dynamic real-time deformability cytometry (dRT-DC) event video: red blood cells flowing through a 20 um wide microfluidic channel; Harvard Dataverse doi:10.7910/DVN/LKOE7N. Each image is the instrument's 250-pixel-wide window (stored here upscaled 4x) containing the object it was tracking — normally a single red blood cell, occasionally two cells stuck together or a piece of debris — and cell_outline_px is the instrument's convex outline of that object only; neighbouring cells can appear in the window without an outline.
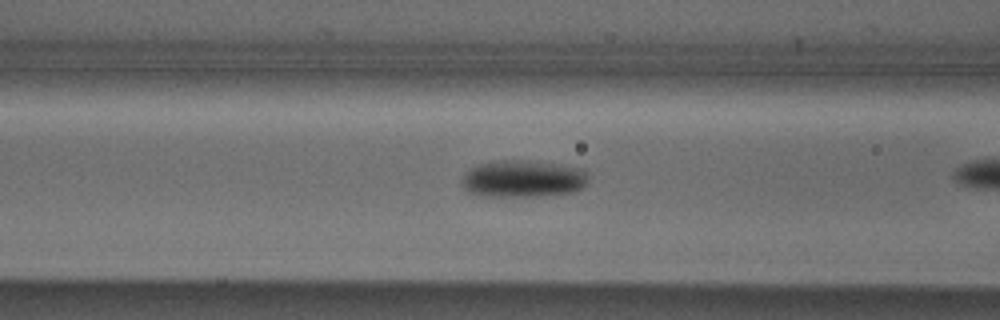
{"species": "Egyptian fruit bat (a non-hibernating species)", "species_latin": "Rousettus aegyptiacus", "temperature_condition": "cold", "stored_images_in_passage": 17, "camera_frame_rate_fps": 3000, "um_per_image_px": 0.085, "animal": {"sex": "male"}, "frame": {"image": 1, "passage_image": 15, "time_ms": 4.667, "image_size_px": [1000, 320], "cell_outline_px": [[588, 180], [580, 188], [572, 192], [536, 196], [480, 196], [468, 192], [464, 188], [460, 180], [464, 172], [476, 164], [492, 160], [528, 160], [584, 168], [588, 172]], "centroid_in_image_um": [44.4, 15.18], "position_along_channel_um": 122.2, "area_um2": 27.74}}